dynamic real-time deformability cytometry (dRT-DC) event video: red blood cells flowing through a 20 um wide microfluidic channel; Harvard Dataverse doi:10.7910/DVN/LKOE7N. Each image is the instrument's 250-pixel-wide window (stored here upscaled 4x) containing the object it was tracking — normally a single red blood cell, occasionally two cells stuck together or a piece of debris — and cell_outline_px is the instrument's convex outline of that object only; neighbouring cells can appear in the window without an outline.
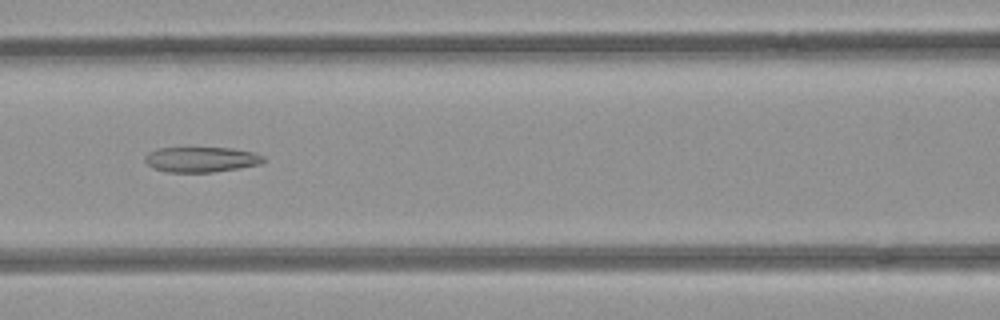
{"species": "common noctule bat (a hibernating species)", "species_latin": "Nyctalus noctula", "temperature_condition": "room temperature", "stored_images_in_passage": 37, "camera_frame_rate_fps": 3000, "um_per_image_px": 0.085, "animal": {"sex": "female", "body_mass_g": 21.9}, "frame": {"image": 1, "passage_image": 8, "time_ms": 2.333, "image_size_px": [1000, 320], "cell_outline_px": [[264, 160], [260, 164], [240, 168], [212, 172], [168, 172], [152, 168], [144, 160], [144, 156], [148, 152], [160, 148], [232, 148], [252, 152], [264, 156]], "centroid_in_image_um": [17.08, 13.56], "position_along_channel_um": 149.5, "area_um2": 17.4}}
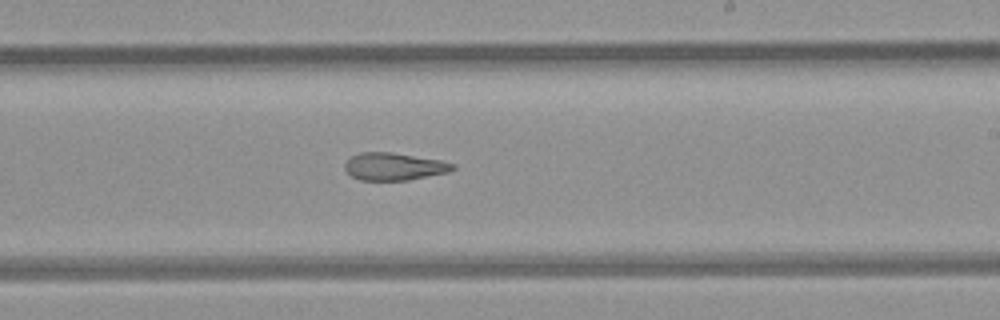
{"frame": {"image": 2, "passage_image": 16, "time_ms": 5.0, "image_size_px": [1000, 320], "cell_outline_px": [[456, 168], [448, 172], [408, 180], [360, 180], [352, 176], [344, 168], [344, 164], [352, 156], [360, 152], [392, 152], [440, 160], [456, 164]], "centroid_in_image_um": [33.5, 14.15], "position_along_channel_um": 255.5, "area_um2": 17.22}}
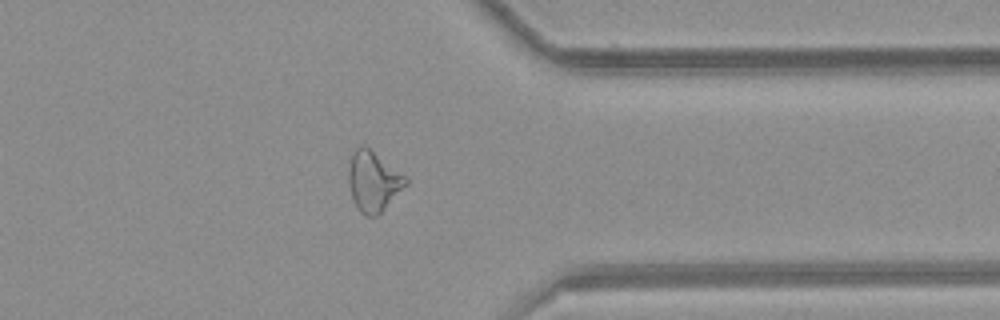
{"frame": {"image": 3, "passage_image": 26, "time_ms": 8.333, "image_size_px": [1000, 320], "cell_outline_px": [[408, 184], [376, 216], [368, 216], [360, 212], [352, 196], [348, 180], [348, 168], [352, 152], [356, 148], [368, 148], [404, 176], [408, 180]], "centroid_in_image_um": [31.71, 15.44], "position_along_channel_um": 379.7, "area_um2": 19.25}, "authors_computed_cell_mechanics": {"area_um2": 18.9584, "velocity_mm_per_s": 3.9904, "shape_relaxation_time_tau1_ms": null, "shape_relaxation_time_tau2_ms": 4.2177, "deformation_change_tau1": null, "deformation_change_tau2": 0.1475}}